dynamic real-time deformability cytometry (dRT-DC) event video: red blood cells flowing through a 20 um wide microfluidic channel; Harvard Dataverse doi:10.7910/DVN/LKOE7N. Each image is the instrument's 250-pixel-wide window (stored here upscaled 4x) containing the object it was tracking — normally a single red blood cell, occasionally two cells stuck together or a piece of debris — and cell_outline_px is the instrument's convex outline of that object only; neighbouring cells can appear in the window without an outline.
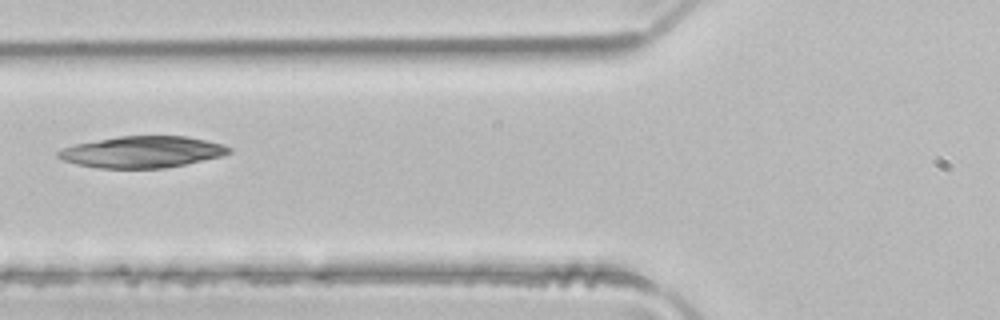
{"species": "common noctule bat (a hibernating species)", "species_latin": "Nyctalus noctula", "temperature_condition": "room temperature", "stored_images_in_passage": 5, "camera_frame_rate_fps": 3000, "um_per_image_px": 0.085, "animal": {"sex": "male", "body_mass_g": 21.5, "forearm_length_mm": 52.0}, "frame": {"image": 1, "passage_image": 5, "time_ms": 1.333, "image_size_px": [1000, 320], "cell_outline_px": [[232, 152], [220, 156], [184, 164], [164, 168], [100, 168], [76, 164], [64, 160], [56, 156], [56, 152], [64, 148], [76, 144], [120, 136], [188, 136], [208, 140], [224, 144], [232, 148]], "centroid_in_image_um": [12.12, 12.91], "position_along_channel_um": 113.7, "area_um2": 31.15}}